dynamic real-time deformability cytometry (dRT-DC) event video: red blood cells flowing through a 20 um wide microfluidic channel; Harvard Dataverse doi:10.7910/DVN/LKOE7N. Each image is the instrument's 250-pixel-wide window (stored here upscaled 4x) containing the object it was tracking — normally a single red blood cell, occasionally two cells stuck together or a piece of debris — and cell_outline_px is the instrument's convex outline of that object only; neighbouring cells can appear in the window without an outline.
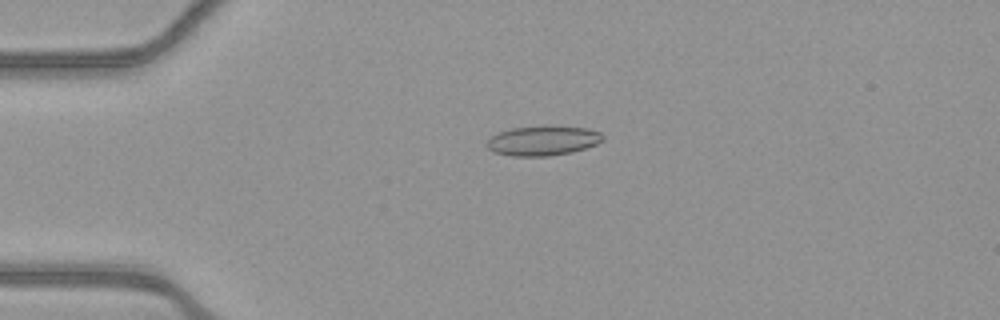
{"species": "common noctule bat (a hibernating species)", "species_latin": "Nyctalus noctula", "temperature_condition": "warm", "stored_images_in_passage": 53, "camera_frame_rate_fps": 3000, "um_per_image_px": 0.085, "animal": {"sex": "female", "body_mass_g": 21.9}, "frame": {"image": 1, "passage_image": 13, "time_ms": 4.0, "image_size_px": [1000, 320], "cell_outline_px": [[604, 140], [596, 144], [572, 152], [548, 156], [512, 156], [492, 152], [484, 144], [492, 136], [500, 132], [512, 128], [544, 124], [588, 128], [600, 132], [604, 136]], "centroid_in_image_um": [46.14, 11.93], "position_along_channel_um": 38.9, "area_um2": 20.52}}
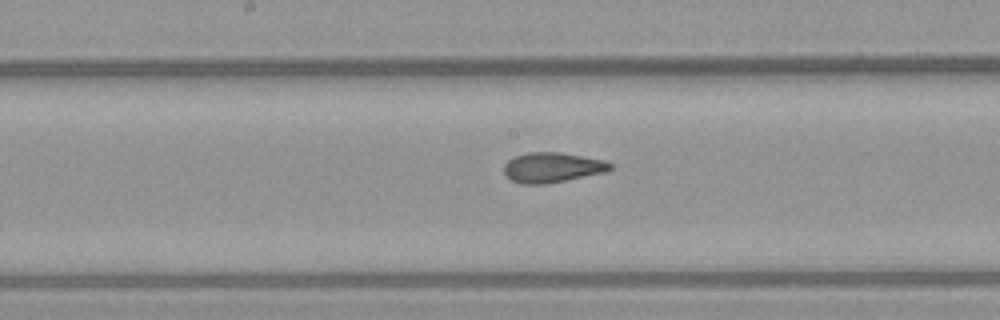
{"frame": {"image": 2, "passage_image": 28, "time_ms": 9.0, "image_size_px": [1000, 320], "cell_outline_px": [[612, 168], [608, 172], [544, 184], [520, 184], [504, 176], [504, 164], [508, 160], [516, 156], [528, 152], [560, 152], [604, 160], [612, 164]], "centroid_in_image_um": [46.93, 14.24], "position_along_channel_um": 201.3, "area_um2": 18.67}}
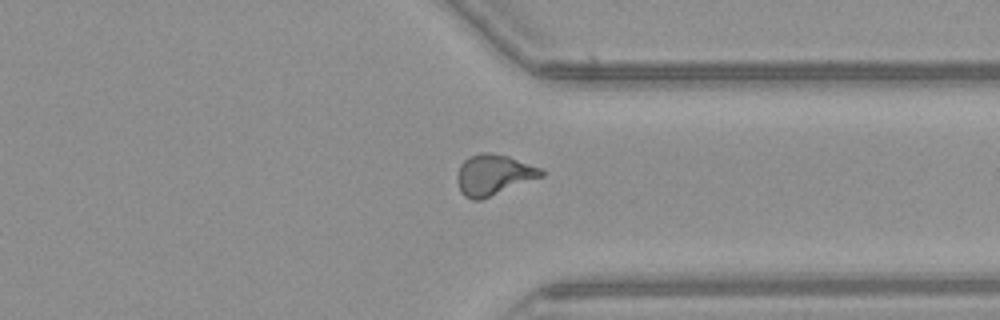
{"frame": {"image": 3, "passage_image": 41, "time_ms": 13.333, "image_size_px": [1000, 320], "cell_outline_px": [[544, 176], [480, 200], [472, 200], [464, 196], [460, 192], [456, 180], [456, 176], [460, 164], [468, 156], [480, 152], [488, 152], [508, 156], [540, 168], [544, 172]], "centroid_in_image_um": [41.91, 14.86], "position_along_channel_um": 369.5, "area_um2": 20.0}, "authors_computed_cell_mechanics": {"area_um2": 18.9584, "velocity_mm_per_s": 3.905, "shape_relaxation_time_tau1_ms": null, "shape_relaxation_time_tau2_ms": 1.4852, "deformation_change_tau1": null, "deformation_change_tau2": 0.0778}}